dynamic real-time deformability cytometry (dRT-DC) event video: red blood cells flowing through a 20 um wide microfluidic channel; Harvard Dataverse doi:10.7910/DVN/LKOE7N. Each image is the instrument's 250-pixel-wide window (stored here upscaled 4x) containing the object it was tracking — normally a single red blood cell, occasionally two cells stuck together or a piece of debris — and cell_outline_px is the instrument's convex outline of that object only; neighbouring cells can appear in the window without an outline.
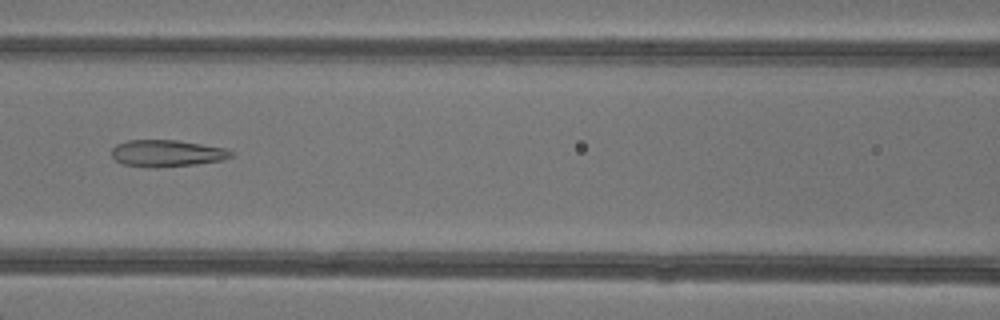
{"species": "common noctule bat (a hibernating species)", "species_latin": "Nyctalus noctula", "temperature_condition": "warm", "stored_images_in_passage": 5, "camera_frame_rate_fps": 3000, "um_per_image_px": 0.085, "animal": {"sex": "female"}, "frame": {"image": 1, "passage_image": 5, "time_ms": 5.667, "image_size_px": [1000, 320], "cell_outline_px": [[236, 152], [232, 156], [224, 160], [196, 164], [156, 168], [148, 168], [124, 164], [116, 160], [112, 156], [112, 148], [116, 144], [128, 140], [176, 140], [224, 148]], "centroid_in_image_um": [14.19, 13.04], "position_along_channel_um": 152.4, "area_um2": 18.73}}